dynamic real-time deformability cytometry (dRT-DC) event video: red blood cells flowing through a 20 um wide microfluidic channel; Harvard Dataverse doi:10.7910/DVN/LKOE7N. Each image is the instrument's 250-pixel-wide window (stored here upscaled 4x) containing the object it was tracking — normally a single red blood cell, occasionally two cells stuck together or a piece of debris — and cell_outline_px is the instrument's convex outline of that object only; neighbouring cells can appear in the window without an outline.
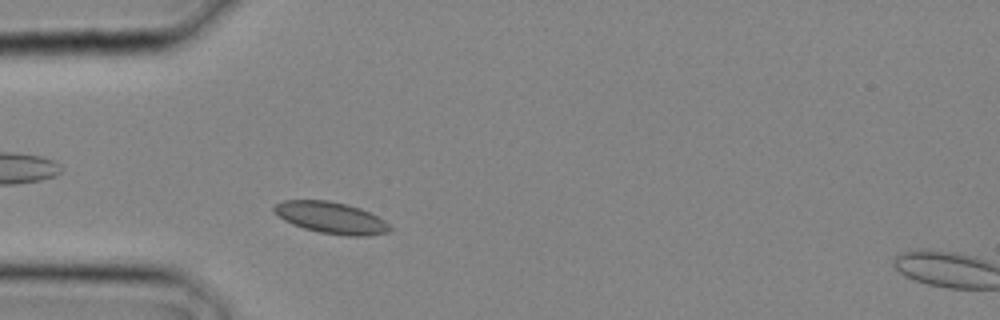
{"species": "common noctule bat (a hibernating species)", "species_latin": "Nyctalus noctula", "temperature_condition": "cold", "stored_images_in_passage": 4, "camera_frame_rate_fps": 3000, "um_per_image_px": 0.085, "animal": {"sex": "male", "body_mass_g": 20.4}, "frame": {"image": 1, "passage_image": 3, "time_ms": 0.667, "image_size_px": [1000, 320], "cell_outline_px": [[392, 228], [388, 232], [368, 236], [348, 236], [320, 232], [304, 228], [292, 224], [284, 220], [272, 208], [276, 204], [284, 200], [328, 200], [348, 204], [360, 208], [384, 220]], "centroid_in_image_um": [28.15, 18.5], "position_along_channel_um": 56.8, "area_um2": 21.15}}